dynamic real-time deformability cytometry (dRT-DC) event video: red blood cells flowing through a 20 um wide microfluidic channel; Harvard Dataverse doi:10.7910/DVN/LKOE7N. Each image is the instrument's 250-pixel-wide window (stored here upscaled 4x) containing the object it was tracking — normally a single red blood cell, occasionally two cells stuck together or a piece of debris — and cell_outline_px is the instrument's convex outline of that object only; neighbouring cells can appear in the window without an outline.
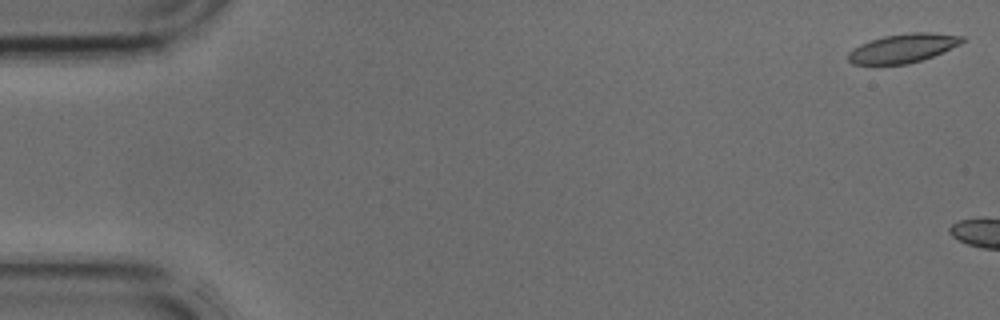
{"species": "common noctule bat (a hibernating species)", "species_latin": "Nyctalus noctula", "temperature_condition": "cold", "stored_images_in_passage": 4, "camera_frame_rate_fps": 3000, "um_per_image_px": 0.085, "animal": {"sex": "male", "body_mass_g": 17.9, "forearm_length_mm": 54.2}, "frame": {"image": 1, "passage_image": 1, "time_ms": 0.0, "image_size_px": [1000, 320], "cell_outline_px": [[968, 40], [960, 44], [932, 56], [908, 64], [852, 64], [848, 60], [848, 52], [852, 48], [860, 44], [884, 36], [912, 32], [932, 32], [964, 36]], "centroid_in_image_um": [76.77, 4.09], "position_along_channel_um": 8.2, "area_um2": 19.13}}